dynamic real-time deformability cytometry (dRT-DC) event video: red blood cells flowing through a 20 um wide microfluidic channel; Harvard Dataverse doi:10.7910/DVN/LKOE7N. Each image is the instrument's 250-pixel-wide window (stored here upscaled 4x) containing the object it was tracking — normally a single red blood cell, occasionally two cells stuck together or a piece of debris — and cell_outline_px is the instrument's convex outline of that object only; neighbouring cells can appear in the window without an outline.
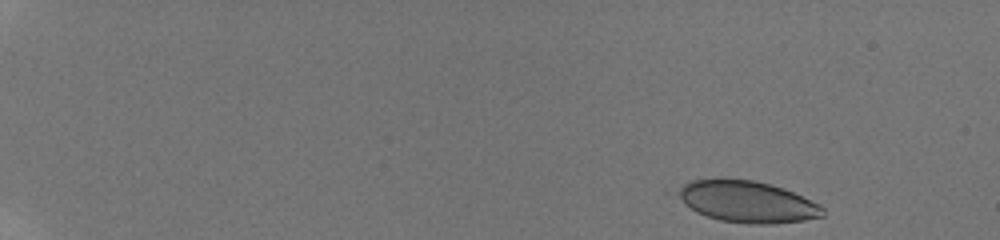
{"species": "human", "species_latin": "Homo sapiens", "temperature_condition": "room temperature", "stored_images_in_passage": 14, "camera_frame_rate_fps": 3000, "um_per_image_px": 0.085, "donor": {"sex": "male"}, "frame": {"image": 1, "passage_image": 1, "time_ms": 0.0, "image_size_px": [1000, 240], "cell_outline_px": [[824, 216], [804, 220], [772, 224], [748, 224], [720, 220], [696, 212], [684, 204], [672, 192], [684, 184], [692, 180], [752, 180], [784, 188], [820, 204], [824, 208]], "centroid_in_image_um": [63.5, 17.16], "position_along_channel_um": 21.5, "area_um2": 34.91}}
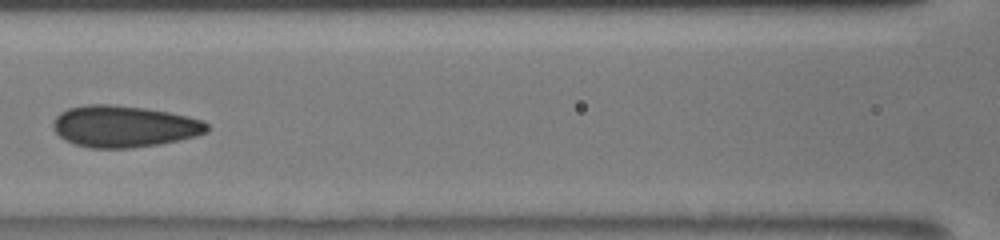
{"frame": {"image": 2, "passage_image": 12, "time_ms": 7.667, "image_size_px": [1000, 240], "cell_outline_px": [[208, 132], [196, 136], [160, 144], [132, 148], [92, 148], [76, 144], [64, 140], [52, 128], [52, 124], [56, 116], [60, 112], [68, 108], [88, 104], [108, 104], [144, 108], [168, 112], [188, 116], [204, 120], [208, 124]], "centroid_in_image_um": [10.54, 10.74], "position_along_channel_um": 156.1, "area_um2": 37.4}}
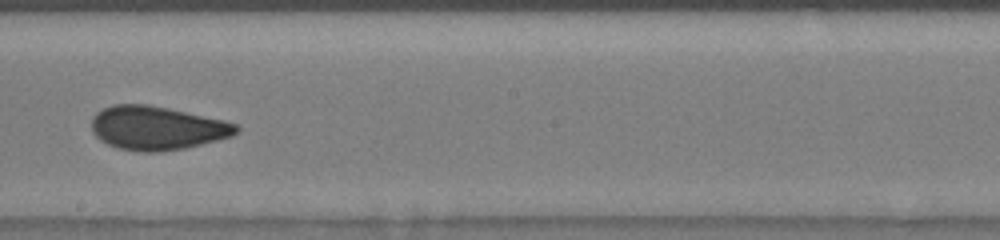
{"frame": {"image": 3, "passage_image": 14, "time_ms": 9.667, "image_size_px": [1000, 240], "cell_outline_px": [[240, 132], [232, 136], [184, 148], [160, 152], [140, 152], [120, 148], [108, 144], [100, 140], [92, 132], [92, 116], [96, 112], [112, 104], [148, 104], [168, 108], [224, 120], [236, 124], [240, 128]], "centroid_in_image_um": [13.33, 10.87], "position_along_channel_um": 234.9, "area_um2": 36.88}}